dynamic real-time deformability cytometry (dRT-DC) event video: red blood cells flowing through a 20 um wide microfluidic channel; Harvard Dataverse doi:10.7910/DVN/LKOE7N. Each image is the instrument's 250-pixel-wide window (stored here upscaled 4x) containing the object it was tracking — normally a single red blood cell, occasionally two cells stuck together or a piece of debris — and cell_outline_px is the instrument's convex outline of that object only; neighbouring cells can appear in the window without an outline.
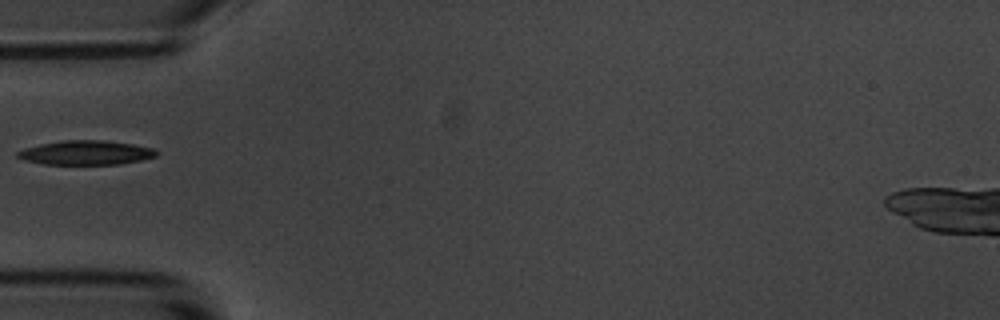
{"species": "common noctule bat (a hibernating species)", "species_latin": "Nyctalus noctula", "temperature_condition": "room temperature", "stored_images_in_passage": 7, "camera_frame_rate_fps": 3000, "um_per_image_px": 0.085, "animal": {"sex": "male", "body_mass_g": 20.1, "forearm_length_mm": 53.5}, "frame": {"image": 1, "passage_image": 6, "time_ms": 5.667, "image_size_px": [1000, 320], "cell_outline_px": [[160, 152], [156, 156], [140, 160], [120, 164], [44, 164], [24, 160], [16, 156], [16, 152], [24, 148], [40, 144], [64, 140], [104, 140], [132, 144], [152, 148]], "centroid_in_image_um": [7.29, 12.97], "position_along_channel_um": 77.7, "area_um2": 19.59}}